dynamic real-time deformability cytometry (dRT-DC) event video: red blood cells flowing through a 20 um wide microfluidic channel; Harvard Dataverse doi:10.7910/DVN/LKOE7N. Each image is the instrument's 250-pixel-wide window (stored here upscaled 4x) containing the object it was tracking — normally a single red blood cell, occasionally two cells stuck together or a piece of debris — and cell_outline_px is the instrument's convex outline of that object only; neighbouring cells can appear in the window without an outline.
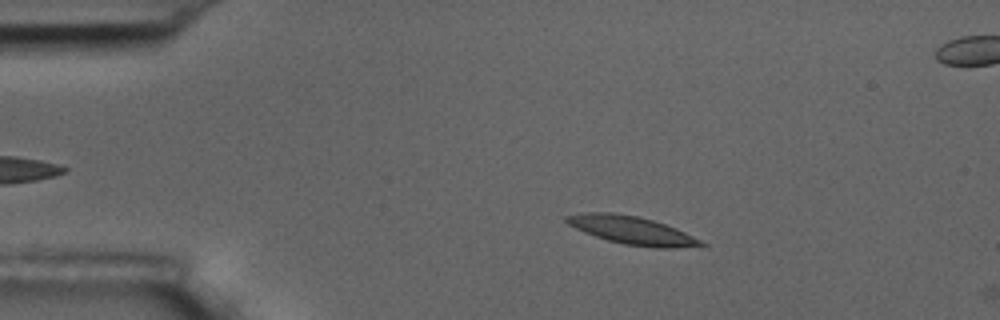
{"species": "common noctule bat (a hibernating species)", "species_latin": "Nyctalus noctula", "temperature_condition": "room temperature", "stored_images_in_passage": 12, "camera_frame_rate_fps": 3000, "um_per_image_px": 0.085, "animal": {"sex": "male", "body_mass_g": 17.5, "forearm_length_mm": 52.3}, "frame": {"image": 1, "passage_image": 10, "time_ms": 3.0, "image_size_px": [1000, 320], "cell_outline_px": [[708, 244], [672, 248], [656, 248], [624, 244], [608, 240], [584, 232], [568, 224], [564, 220], [564, 216], [580, 212], [612, 212], [636, 216], [652, 220], [676, 228]], "centroid_in_image_um": [53.64, 19.56], "position_along_channel_um": 31.4, "area_um2": 21.73}}